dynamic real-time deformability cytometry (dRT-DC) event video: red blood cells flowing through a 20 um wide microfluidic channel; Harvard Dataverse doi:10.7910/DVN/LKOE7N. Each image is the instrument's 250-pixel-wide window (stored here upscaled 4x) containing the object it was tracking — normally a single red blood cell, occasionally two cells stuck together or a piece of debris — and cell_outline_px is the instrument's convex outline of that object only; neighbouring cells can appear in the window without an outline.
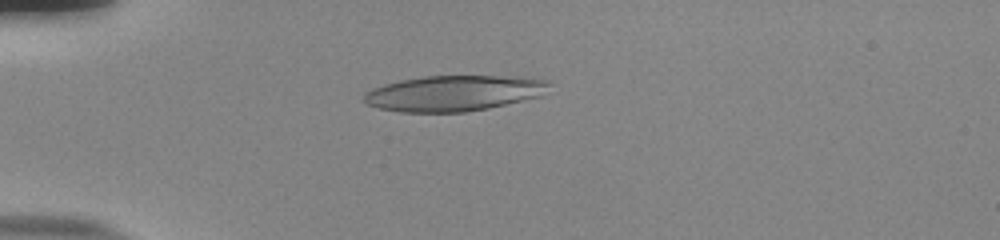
{"species": "human", "species_latin": "Homo sapiens", "temperature_condition": "room temperature", "stored_images_in_passage": 54, "camera_frame_rate_fps": 3000, "um_per_image_px": 0.085, "donor": {"sex": "male"}, "frame": {"image": 1, "passage_image": 15, "time_ms": 4.667, "image_size_px": [1000, 240], "cell_outline_px": [[552, 84], [540, 96], [488, 108], [464, 112], [400, 112], [380, 108], [364, 104], [364, 92], [372, 88], [384, 84], [400, 80], [424, 76], [516, 76], [548, 80]], "centroid_in_image_um": [38.55, 7.92], "position_along_channel_um": 46.4, "area_um2": 38.55}}
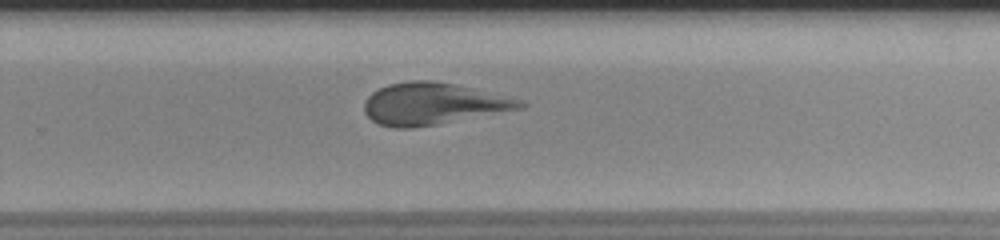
{"frame": {"image": 2, "passage_image": 37, "time_ms": 12.0, "image_size_px": [1000, 240], "cell_outline_px": [[528, 104], [524, 108], [436, 124], [412, 128], [392, 128], [380, 124], [372, 120], [364, 112], [364, 100], [372, 92], [388, 84], [412, 80], [432, 80], [472, 88], [524, 100]], "centroid_in_image_um": [36.8, 8.82], "position_along_channel_um": 293.0, "area_um2": 37.8}}
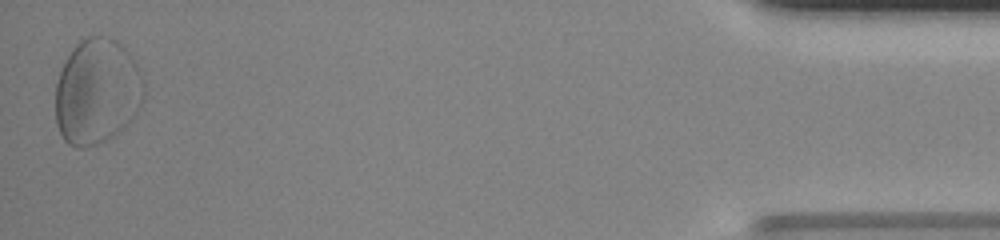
{"frame": {"image": 3, "passage_image": 54, "time_ms": 17.667, "image_size_px": [1000, 240], "cell_outline_px": [[144, 100], [132, 120], [128, 124], [112, 136], [96, 144], [80, 148], [76, 148], [68, 144], [64, 140], [56, 124], [56, 84], [60, 72], [68, 56], [76, 44], [80, 40], [88, 36], [108, 36], [116, 40], [132, 56], [144, 80]], "centroid_in_image_um": [8.26, 7.79], "position_along_channel_um": 426.9, "area_um2": 54.51}}